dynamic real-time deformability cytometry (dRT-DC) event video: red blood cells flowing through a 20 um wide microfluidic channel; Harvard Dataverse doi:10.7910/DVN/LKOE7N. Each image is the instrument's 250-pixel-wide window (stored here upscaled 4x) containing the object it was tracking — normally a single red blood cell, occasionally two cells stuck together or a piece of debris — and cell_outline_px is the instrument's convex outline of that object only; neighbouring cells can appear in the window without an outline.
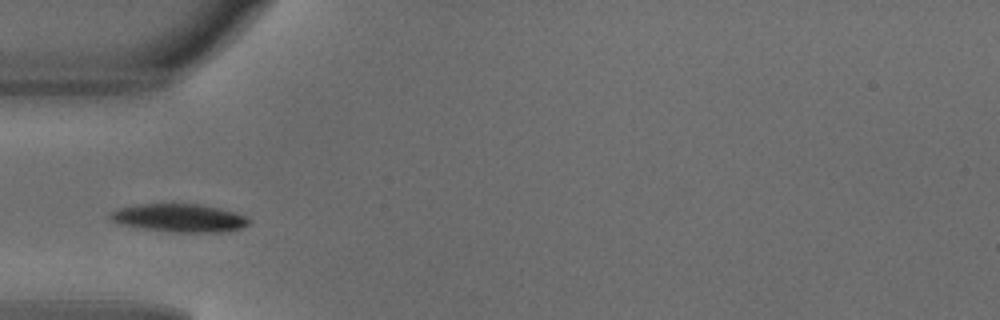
{"species": "common noctule bat (a hibernating species)", "species_latin": "Nyctalus noctula", "temperature_condition": "warm", "stored_images_in_passage": 37, "camera_frame_rate_fps": 3000, "um_per_image_px": 0.085, "animal": {"sex": "male", "body_mass_g": 18.8}, "frame": {"image": 1, "passage_image": 4, "time_ms": 1.0, "image_size_px": [1000, 320], "cell_outline_px": [[252, 220], [248, 224], [240, 228], [224, 232], [168, 232], [116, 224], [108, 220], [108, 212], [120, 208], [140, 204], [200, 204], [220, 208], [236, 212]], "centroid_in_image_um": [15.19, 18.53], "position_along_channel_um": 69.8, "area_um2": 23.0}}
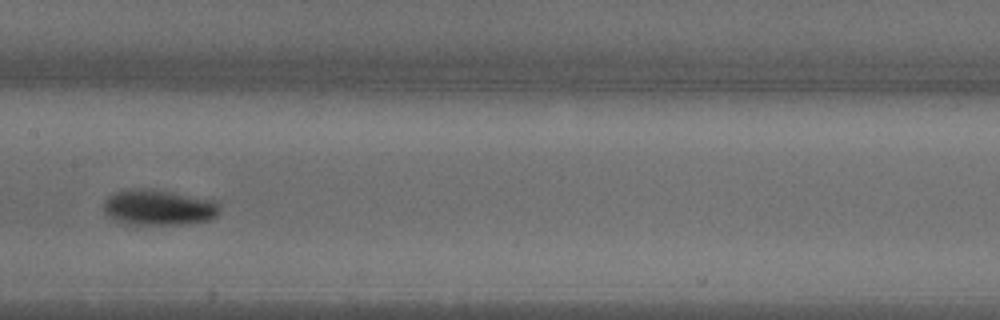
{"frame": {"image": 2, "passage_image": 13, "time_ms": 4.0, "image_size_px": [1000, 320], "cell_outline_px": [[220, 212], [216, 216], [208, 220], [184, 224], [124, 224], [108, 216], [104, 212], [104, 200], [112, 192], [132, 188], [152, 188], [220, 200]], "centroid_in_image_um": [13.51, 17.6], "position_along_channel_um": 193.9, "area_um2": 24.74}}
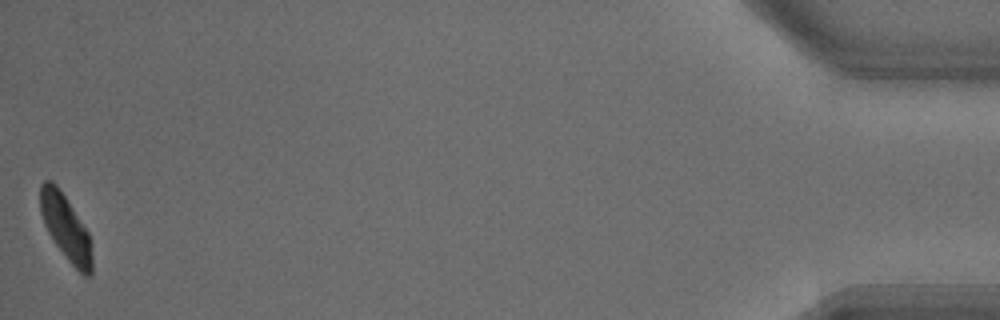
{"frame": {"image": 3, "passage_image": 37, "time_ms": 12.0, "image_size_px": [1000, 320], "cell_outline_px": [[92, 272], [88, 276], [84, 276], [68, 260], [56, 244], [48, 232], [44, 224], [40, 212], [40, 184], [44, 180], [52, 180], [56, 184], [88, 232], [92, 256]], "centroid_in_image_um": [5.57, 19.33], "position_along_channel_um": 429.6, "area_um2": 19.31}, "authors_computed_cell_mechanics": {"area_um2": 22.7154, "velocity_mm_per_s": 4.1165, "shape_relaxation_time_tau1_ms": 2.2642, "shape_relaxation_time_tau2_ms": null, "deformation_change_tau1": 0.1385, "deformation_change_tau2": null}}